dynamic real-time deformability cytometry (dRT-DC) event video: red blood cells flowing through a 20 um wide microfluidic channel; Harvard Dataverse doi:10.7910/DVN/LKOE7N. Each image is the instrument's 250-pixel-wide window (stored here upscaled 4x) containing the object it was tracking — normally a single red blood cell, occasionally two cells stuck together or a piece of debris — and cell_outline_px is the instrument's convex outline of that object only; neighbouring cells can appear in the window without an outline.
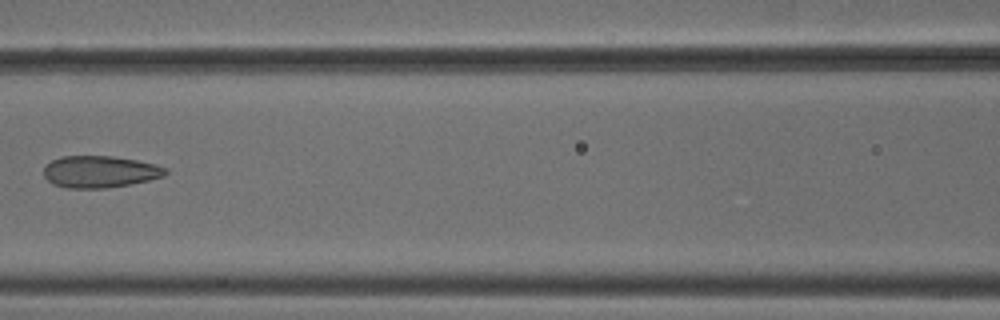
{"species": "common noctule bat (a hibernating species)", "species_latin": "Nyctalus noctula", "temperature_condition": "cold", "stored_images_in_passage": 4, "camera_frame_rate_fps": 3000, "um_per_image_px": 0.085, "animal": {"sex": "male", "body_mass_g": 18.8}, "frame": {"image": 1, "passage_image": 3, "time_ms": 0.667, "image_size_px": [1000, 320], "cell_outline_px": [[168, 172], [164, 176], [148, 180], [128, 184], [104, 188], [68, 188], [52, 184], [44, 176], [44, 168], [52, 160], [64, 156], [112, 156], [136, 160], [156, 164], [168, 168]], "centroid_in_image_um": [8.5, 14.59], "position_along_channel_um": 158.1, "area_um2": 22.48}}
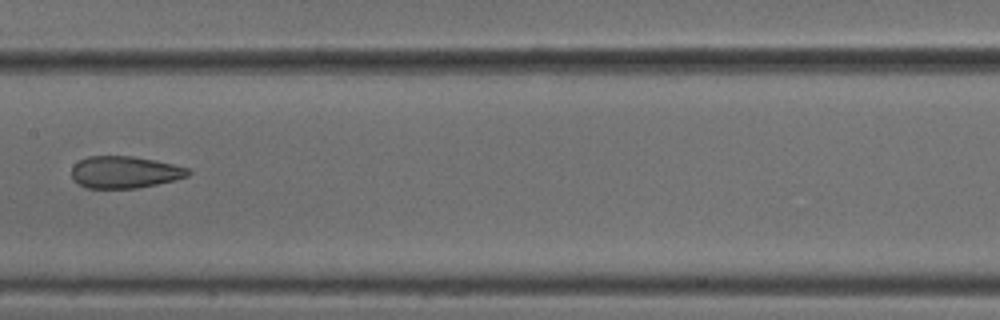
{"frame": {"image": 2, "passage_image": 4, "time_ms": 1.0, "image_size_px": [1000, 320], "cell_outline_px": [[192, 172], [188, 176], [176, 180], [136, 188], [88, 188], [80, 184], [72, 176], [72, 168], [80, 160], [88, 156], [132, 156], [156, 160], [188, 168]], "centroid_in_image_um": [10.64, 14.63], "position_along_channel_um": 196.8, "area_um2": 21.56}}